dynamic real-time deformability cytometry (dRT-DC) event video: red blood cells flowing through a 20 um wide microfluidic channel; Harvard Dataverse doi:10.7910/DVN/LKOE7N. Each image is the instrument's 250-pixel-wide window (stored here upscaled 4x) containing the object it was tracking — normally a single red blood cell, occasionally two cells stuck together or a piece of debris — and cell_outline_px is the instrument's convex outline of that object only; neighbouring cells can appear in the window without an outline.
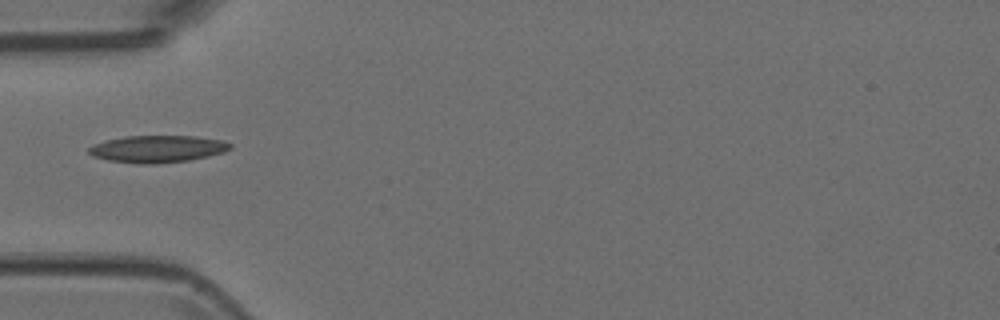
{"species": "Egyptian fruit bat (a non-hibernating species)", "species_latin": "Rousettus aegyptiacus", "temperature_condition": "room temperature", "stored_images_in_passage": 9, "camera_frame_rate_fps": 3000, "um_per_image_px": 0.085, "animal": {"sex": "female"}, "frame": {"image": 1, "passage_image": 5, "time_ms": 1.333, "image_size_px": [1000, 320], "cell_outline_px": [[232, 148], [224, 152], [208, 156], [188, 160], [152, 164], [136, 164], [108, 160], [92, 156], [88, 152], [88, 148], [92, 144], [124, 136], [196, 136], [220, 140], [232, 144]], "centroid_in_image_um": [13.36, 12.66], "position_along_channel_um": 71.6, "area_um2": 22.31}}
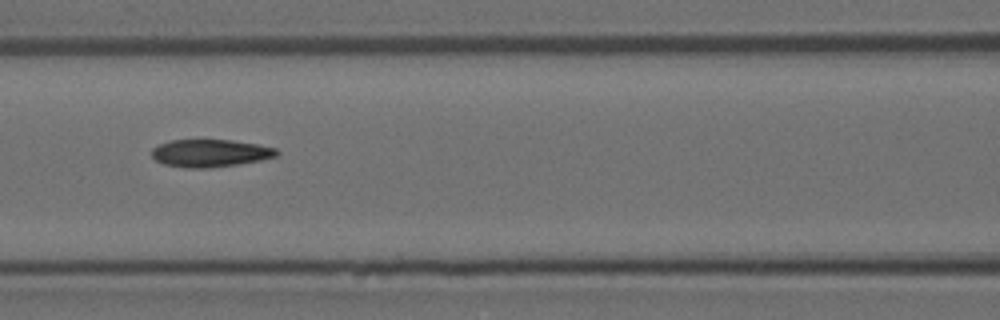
{"frame": {"image": 2, "passage_image": 7, "time_ms": 2.0, "image_size_px": [1000, 320], "cell_outline_px": [[280, 152], [276, 156], [260, 160], [236, 164], [208, 168], [184, 168], [164, 164], [156, 160], [152, 156], [152, 148], [160, 144], [172, 140], [232, 140], [256, 144], [276, 148]], "centroid_in_image_um": [17.86, 13.02], "position_along_channel_um": 148.7, "area_um2": 19.94}}
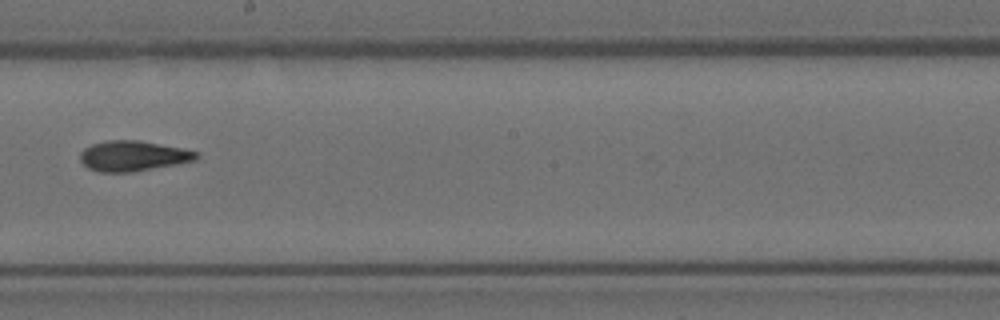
{"frame": {"image": 3, "passage_image": 9, "time_ms": 2.667, "image_size_px": [1000, 320], "cell_outline_px": [[200, 156], [196, 160], [176, 164], [132, 172], [96, 172], [88, 168], [80, 160], [80, 152], [84, 148], [92, 144], [108, 140], [140, 140], [184, 148], [200, 152]], "centroid_in_image_um": [11.33, 13.25], "position_along_channel_um": 236.9, "area_um2": 20.75}}